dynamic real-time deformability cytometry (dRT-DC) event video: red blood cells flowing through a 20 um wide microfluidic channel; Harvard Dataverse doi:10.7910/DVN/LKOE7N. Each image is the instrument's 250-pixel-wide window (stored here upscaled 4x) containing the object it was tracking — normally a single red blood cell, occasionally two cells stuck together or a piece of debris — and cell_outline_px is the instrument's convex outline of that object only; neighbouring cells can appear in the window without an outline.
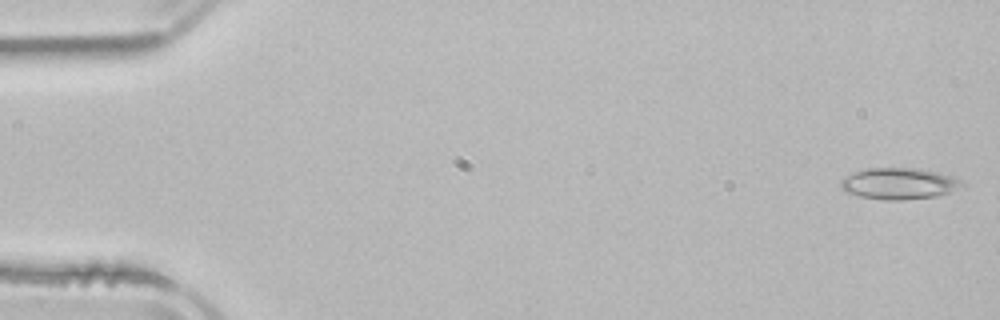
{"species": "common noctule bat (a hibernating species)", "species_latin": "Nyctalus noctula", "temperature_condition": "room temperature", "stored_images_in_passage": 4, "camera_frame_rate_fps": 3000, "um_per_image_px": 0.085, "animal": {"sex": "male", "body_mass_g": 21.5, "forearm_length_mm": 52.0}, "frame": {"image": 1, "passage_image": 1, "time_ms": 0.0, "image_size_px": [1000, 320], "cell_outline_px": [[964, 184], [952, 192], [936, 196], [904, 200], [884, 200], [860, 196], [848, 192], [840, 188], [840, 180], [844, 176], [868, 168], [920, 168], [940, 172], [952, 176], [960, 180]], "centroid_in_image_um": [76.42, 15.6], "position_along_channel_um": 8.6, "area_um2": 22.25}}